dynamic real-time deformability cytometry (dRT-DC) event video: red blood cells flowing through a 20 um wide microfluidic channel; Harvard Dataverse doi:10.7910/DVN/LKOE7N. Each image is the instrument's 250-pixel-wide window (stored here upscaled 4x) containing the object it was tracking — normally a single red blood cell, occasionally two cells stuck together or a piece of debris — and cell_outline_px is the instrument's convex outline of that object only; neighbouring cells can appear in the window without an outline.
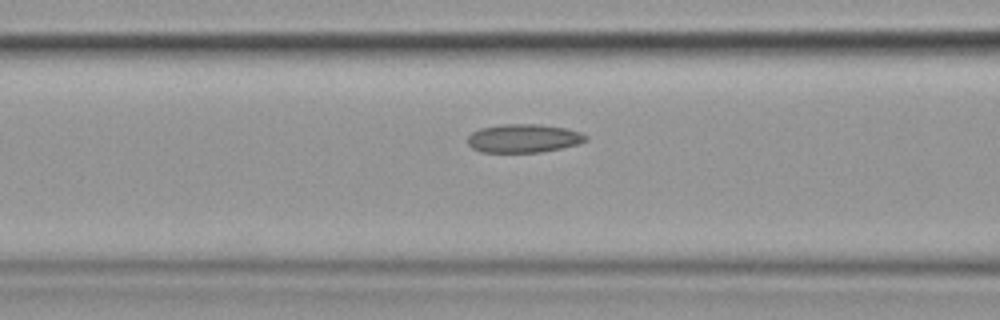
{"species": "common noctule bat (a hibernating species)", "species_latin": "Nyctalus noctula", "temperature_condition": "cold", "stored_images_in_passage": 7, "camera_frame_rate_fps": 3000, "um_per_image_px": 0.085, "animal": {"sex": "female", "body_mass_g": 19.9}, "frame": {"image": 1, "passage_image": 7, "time_ms": 8.0, "image_size_px": [1000, 320], "cell_outline_px": [[588, 140], [580, 144], [540, 152], [480, 152], [472, 148], [468, 144], [468, 136], [472, 132], [480, 128], [500, 124], [540, 124], [564, 128], [580, 132], [588, 136]], "centroid_in_image_um": [44.5, 11.75], "position_along_channel_um": 122.1, "area_um2": 19.71}}